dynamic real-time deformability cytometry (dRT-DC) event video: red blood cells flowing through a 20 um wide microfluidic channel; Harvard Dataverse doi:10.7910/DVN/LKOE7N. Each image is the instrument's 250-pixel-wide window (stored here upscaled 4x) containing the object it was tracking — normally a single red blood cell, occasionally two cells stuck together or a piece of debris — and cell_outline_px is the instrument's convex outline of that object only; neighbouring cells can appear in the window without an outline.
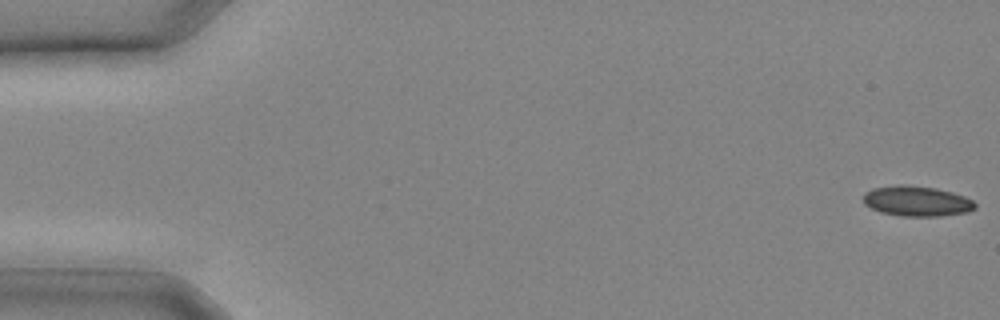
{"species": "common noctule bat (a hibernating species)", "species_latin": "Nyctalus noctula", "temperature_condition": "cold", "stored_images_in_passage": 20, "camera_frame_rate_fps": 3000, "um_per_image_px": 0.085, "animal": {"sex": "male", "body_mass_g": 20.4}, "frame": {"image": 1, "passage_image": 1, "time_ms": 0.0, "image_size_px": [1000, 320], "cell_outline_px": [[976, 208], [968, 212], [940, 216], [900, 216], [880, 212], [864, 204], [864, 192], [872, 188], [900, 184], [908, 184], [936, 188], [952, 192], [964, 196], [972, 200], [976, 204]], "centroid_in_image_um": [77.92, 17.09], "position_along_channel_um": 7.1, "area_um2": 19.88}}
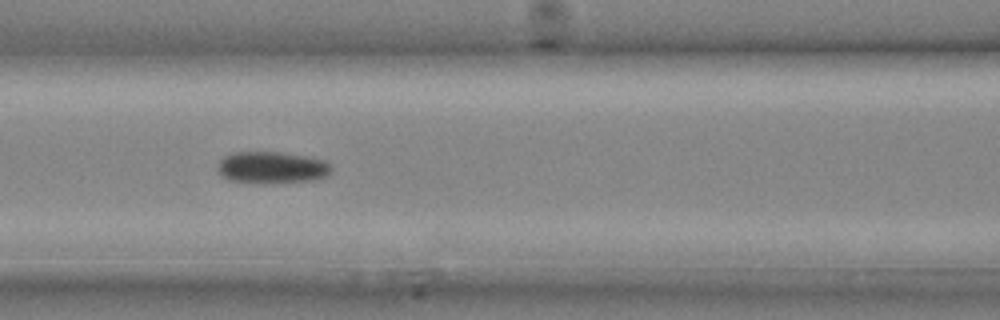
{"frame": {"image": 2, "passage_image": 12, "time_ms": 3.667, "image_size_px": [1000, 320], "cell_outline_px": [[332, 172], [328, 176], [316, 180], [232, 180], [220, 176], [216, 168], [216, 164], [224, 156], [232, 152], [280, 152], [308, 156], [324, 160], [332, 164]], "centroid_in_image_um": [23.14, 14.17], "position_along_channel_um": 143.5, "area_um2": 20.46}}
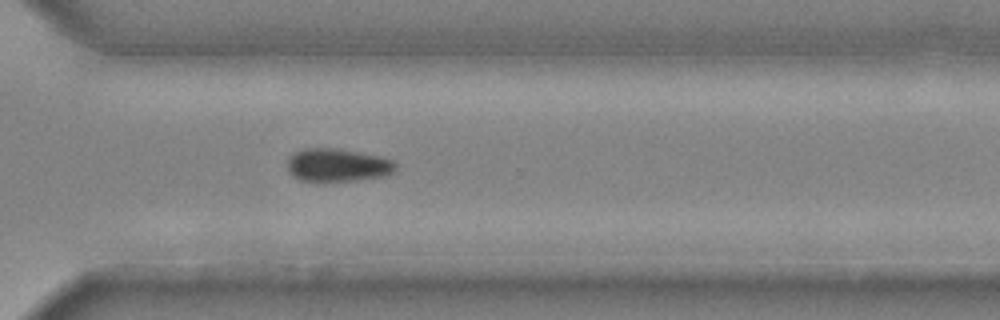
{"frame": {"image": 3, "passage_image": 20, "time_ms": 6.333, "image_size_px": [1000, 320], "cell_outline_px": [[396, 168], [388, 176], [324, 184], [316, 184], [300, 180], [292, 176], [288, 172], [288, 156], [304, 148], [332, 148], [380, 156], [396, 160]], "centroid_in_image_um": [28.67, 14.09], "position_along_channel_um": 341.9, "area_um2": 21.68}}